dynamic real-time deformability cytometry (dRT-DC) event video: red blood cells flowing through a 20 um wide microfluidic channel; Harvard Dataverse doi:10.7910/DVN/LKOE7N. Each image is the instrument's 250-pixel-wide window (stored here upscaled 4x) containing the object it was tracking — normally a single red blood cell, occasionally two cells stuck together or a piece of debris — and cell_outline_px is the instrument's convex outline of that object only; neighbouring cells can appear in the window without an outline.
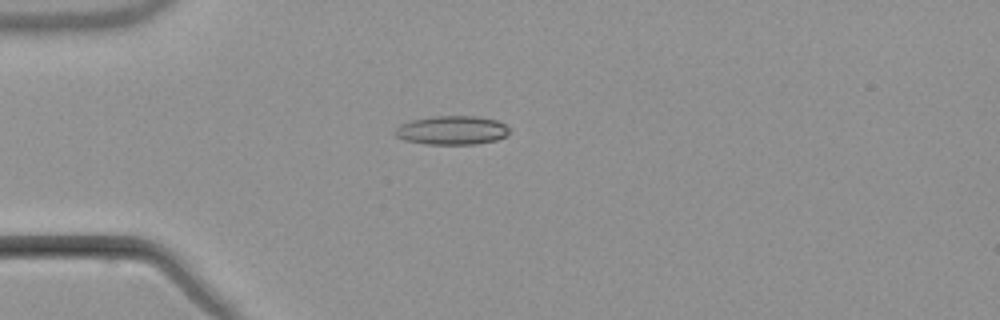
{"species": "common noctule bat (a hibernating species)", "species_latin": "Nyctalus noctula", "temperature_condition": "warm", "stored_images_in_passage": 5, "camera_frame_rate_fps": 3000, "um_per_image_px": 0.085, "animal": {"sex": "male", "body_mass_g": 21.5, "forearm_length_mm": 52.0}, "frame": {"image": 1, "passage_image": 2, "time_ms": 1.333, "image_size_px": [1000, 320], "cell_outline_px": [[508, 132], [504, 136], [496, 140], [476, 144], [424, 144], [404, 140], [396, 136], [392, 132], [400, 124], [412, 120], [432, 116], [480, 116], [496, 120], [504, 124], [508, 128]], "centroid_in_image_um": [38.37, 11.07], "position_along_channel_um": 46.6, "area_um2": 19.25}}
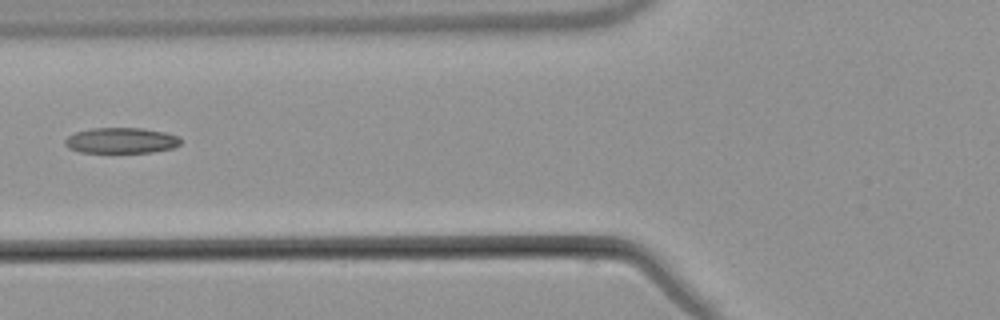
{"frame": {"image": 2, "passage_image": 4, "time_ms": 3.667, "image_size_px": [1000, 320], "cell_outline_px": [[180, 144], [172, 148], [152, 152], [80, 152], [68, 148], [64, 144], [64, 140], [68, 136], [76, 132], [92, 128], [144, 128], [164, 132], [180, 136]], "centroid_in_image_um": [10.29, 11.94], "position_along_channel_um": 115.5, "area_um2": 17.28}}
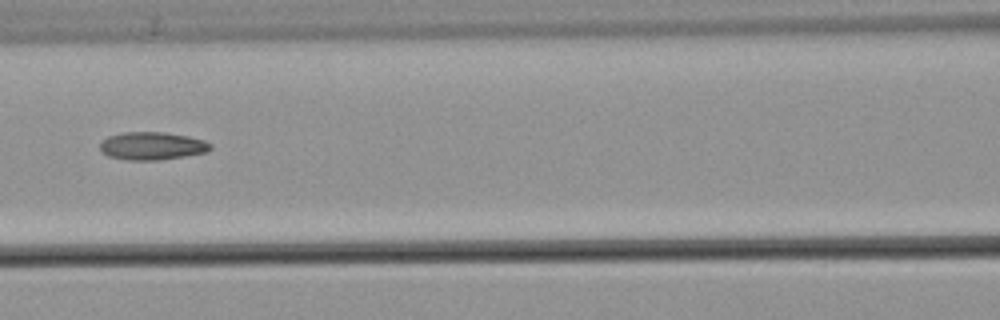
{"frame": {"image": 3, "passage_image": 5, "time_ms": 4.667, "image_size_px": [1000, 320], "cell_outline_px": [[212, 148], [208, 152], [160, 160], [128, 160], [108, 156], [100, 152], [100, 144], [108, 136], [124, 132], [164, 132], [188, 136], [204, 140], [212, 144]], "centroid_in_image_um": [12.94, 12.4], "position_along_channel_um": 153.7, "area_um2": 18.03}}